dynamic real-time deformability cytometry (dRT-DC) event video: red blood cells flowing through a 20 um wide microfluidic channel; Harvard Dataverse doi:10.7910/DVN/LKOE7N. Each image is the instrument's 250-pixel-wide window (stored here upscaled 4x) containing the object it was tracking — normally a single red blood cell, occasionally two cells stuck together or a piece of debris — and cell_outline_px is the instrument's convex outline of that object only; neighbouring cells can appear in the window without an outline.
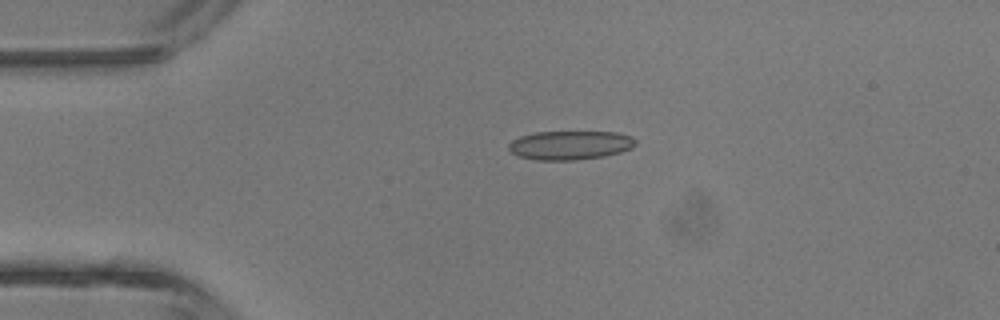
{"species": "common noctule bat (a hibernating species)", "species_latin": "Nyctalus noctula", "temperature_condition": "room temperature", "stored_images_in_passage": 6, "camera_frame_rate_fps": 3000, "um_per_image_px": 0.085, "animal": {"sex": "male", "body_mass_g": 13.3}, "frame": {"image": 1, "passage_image": 3, "time_ms": 2.333, "image_size_px": [1000, 320], "cell_outline_px": [[636, 144], [632, 148], [620, 152], [600, 156], [572, 160], [536, 160], [520, 156], [512, 152], [508, 148], [508, 144], [512, 140], [536, 132], [612, 132], [632, 136], [636, 140]], "centroid_in_image_um": [48.47, 12.34], "position_along_channel_um": 36.5, "area_um2": 21.04}}
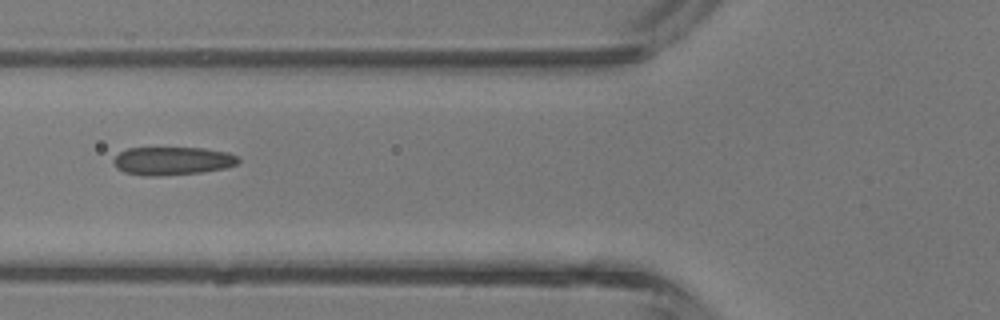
{"frame": {"image": 2, "passage_image": 5, "time_ms": 4.667, "image_size_px": [1000, 320], "cell_outline_px": [[240, 160], [236, 164], [224, 168], [200, 172], [160, 176], [144, 176], [124, 172], [116, 168], [112, 160], [120, 152], [128, 148], [204, 148], [228, 152], [236, 156]], "centroid_in_image_um": [14.62, 13.68], "position_along_channel_um": 111.2, "area_um2": 20.46}}
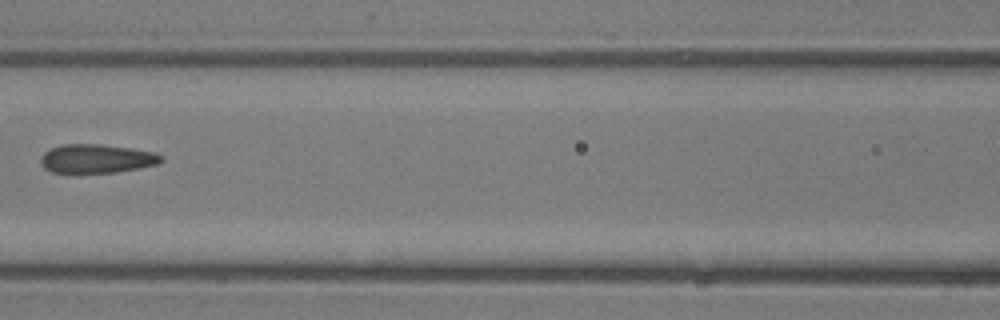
{"frame": {"image": 3, "passage_image": 6, "time_ms": 5.667, "image_size_px": [1000, 320], "cell_outline_px": [[164, 160], [156, 164], [116, 172], [52, 172], [44, 168], [40, 164], [40, 160], [44, 152], [52, 148], [64, 144], [100, 144], [128, 148], [152, 152], [160, 156]], "centroid_in_image_um": [8.16, 13.48], "position_along_channel_um": 158.4, "area_um2": 19.77}}